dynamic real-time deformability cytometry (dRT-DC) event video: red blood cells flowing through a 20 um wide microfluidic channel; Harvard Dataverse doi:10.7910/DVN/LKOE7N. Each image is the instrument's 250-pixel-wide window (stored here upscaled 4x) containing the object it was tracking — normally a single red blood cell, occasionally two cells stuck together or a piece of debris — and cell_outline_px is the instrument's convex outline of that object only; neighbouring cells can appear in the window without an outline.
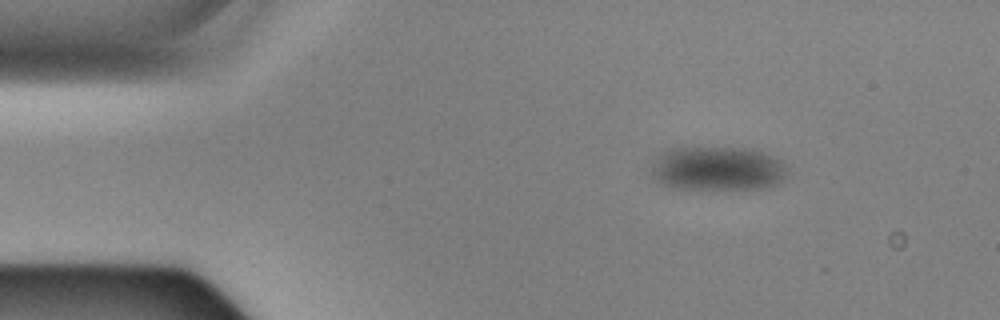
{"species": "Egyptian fruit bat (a non-hibernating species)", "species_latin": "Rousettus aegyptiacus", "temperature_condition": "cold", "stored_images_in_passage": 8, "camera_frame_rate_fps": 3000, "um_per_image_px": 0.085, "animal": {"sex": "male"}, "frame": {"image": 1, "passage_image": 1, "time_ms": 0.0, "image_size_px": [1000, 320], "cell_outline_px": [[788, 172], [784, 180], [780, 184], [768, 188], [672, 188], [656, 180], [648, 172], [648, 168], [656, 156], [664, 148], [752, 148], [772, 156], [780, 160], [788, 168]], "centroid_in_image_um": [60.96, 14.32], "position_along_channel_um": 24.0, "area_um2": 35.49}}